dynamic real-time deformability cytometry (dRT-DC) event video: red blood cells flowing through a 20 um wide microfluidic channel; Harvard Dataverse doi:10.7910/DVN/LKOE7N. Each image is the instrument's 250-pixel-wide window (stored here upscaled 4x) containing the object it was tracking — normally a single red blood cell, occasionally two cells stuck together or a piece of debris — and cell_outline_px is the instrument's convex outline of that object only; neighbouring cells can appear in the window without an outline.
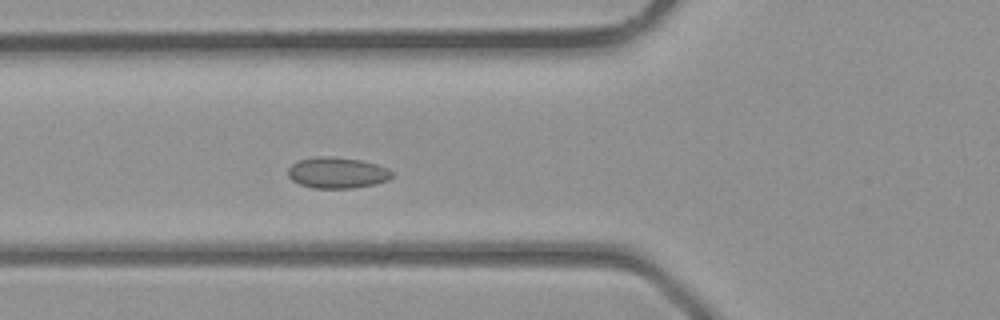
{"species": "common noctule bat (a hibernating species)", "species_latin": "Nyctalus noctula", "temperature_condition": "room temperature", "stored_images_in_passage": 31, "camera_frame_rate_fps": 3000, "um_per_image_px": 0.085, "animal": {"sex": "male", "body_mass_g": 23.1, "forearm_length_mm": 52.7}, "frame": {"image": 1, "passage_image": 6, "time_ms": 1.667, "image_size_px": [1000, 320], "cell_outline_px": [[392, 176], [388, 180], [376, 184], [352, 188], [312, 188], [300, 184], [292, 180], [288, 176], [288, 168], [292, 164], [300, 160], [320, 156], [332, 156], [360, 160], [376, 164], [388, 168], [392, 172]], "centroid_in_image_um": [28.66, 14.69], "position_along_channel_um": 97.1, "area_um2": 18.79}}
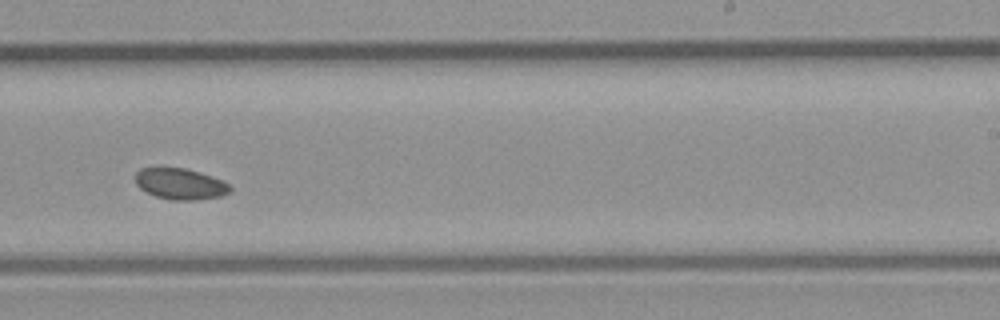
{"frame": {"image": 2, "passage_image": 16, "time_ms": 5.0, "image_size_px": [1000, 320], "cell_outline_px": [[232, 188], [228, 192], [220, 196], [192, 200], [172, 200], [156, 196], [140, 188], [136, 184], [136, 172], [140, 168], [184, 168], [200, 172], [220, 180], [228, 184]], "centroid_in_image_um": [15.3, 15.63], "position_along_channel_um": 273.7, "area_um2": 16.82}}
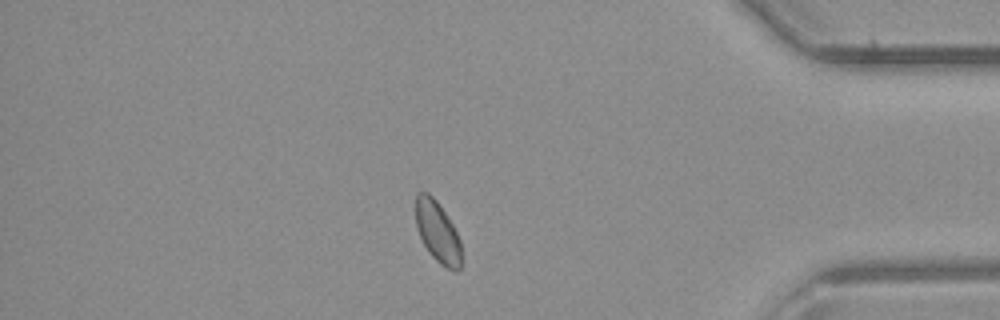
{"frame": {"image": 3, "passage_image": 25, "time_ms": 8.0, "image_size_px": [1000, 320], "cell_outline_px": [[460, 268], [456, 272], [440, 264], [428, 252], [420, 236], [416, 224], [416, 192], [428, 192], [436, 200], [452, 224], [460, 240]], "centroid_in_image_um": [37.18, 19.71], "position_along_channel_um": 398.0, "area_um2": 16.01}}